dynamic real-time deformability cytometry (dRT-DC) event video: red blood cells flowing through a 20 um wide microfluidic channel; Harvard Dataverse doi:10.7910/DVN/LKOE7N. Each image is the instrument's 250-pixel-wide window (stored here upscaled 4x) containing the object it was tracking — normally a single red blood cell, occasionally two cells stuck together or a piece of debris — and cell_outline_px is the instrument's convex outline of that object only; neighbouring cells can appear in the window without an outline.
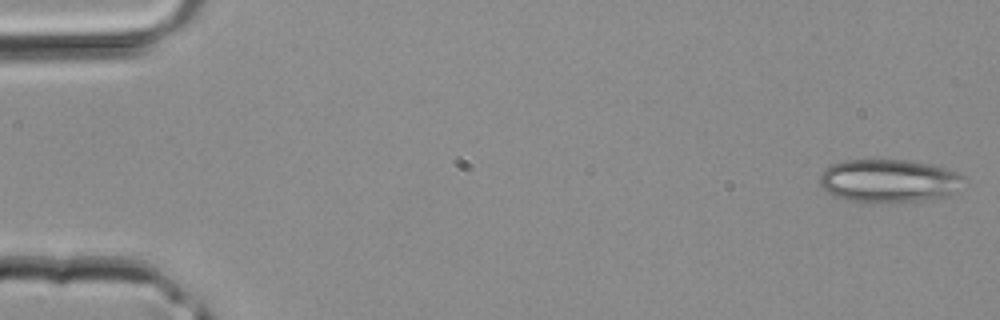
{"species": "common noctule bat (a hibernating species)", "species_latin": "Nyctalus noctula", "temperature_condition": "room temperature", "stored_images_in_passage": 40, "camera_frame_rate_fps": 3000, "um_per_image_px": 0.085, "animal": {"sex": "male", "body_mass_g": 20.4}, "frame": {"image": 1, "passage_image": 1, "time_ms": 0.0, "image_size_px": [1000, 320], "cell_outline_px": [[964, 176], [956, 192], [948, 196], [920, 200], [888, 204], [844, 200], [832, 196], [820, 184], [820, 172], [824, 168], [832, 164], [844, 160], [904, 160], [928, 164], [944, 168], [956, 172]], "centroid_in_image_um": [75.5, 15.39], "position_along_channel_um": 9.5, "area_um2": 36.47}}
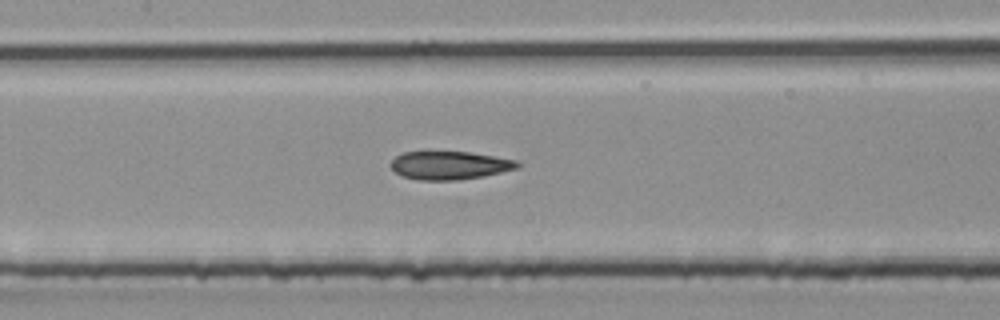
{"frame": {"image": 2, "passage_image": 19, "time_ms": 6.0, "image_size_px": [1000, 320], "cell_outline_px": [[520, 168], [484, 176], [456, 180], [420, 180], [400, 176], [392, 168], [392, 160], [396, 156], [404, 152], [468, 152], [516, 160], [520, 164]], "centroid_in_image_um": [38.23, 14.06], "position_along_channel_um": 169.2, "area_um2": 20.69}}
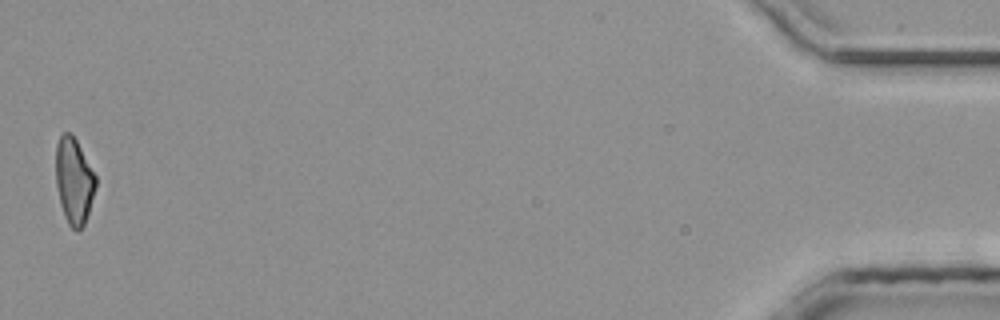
{"frame": {"image": 3, "passage_image": 40, "time_ms": 13.0, "image_size_px": [1000, 320], "cell_outline_px": [[96, 188], [84, 228], [80, 232], [76, 232], [68, 224], [64, 216], [60, 204], [56, 184], [56, 144], [60, 136], [64, 132], [72, 132], [96, 176]], "centroid_in_image_um": [6.29, 15.42], "position_along_channel_um": 428.9, "area_um2": 20.35}}